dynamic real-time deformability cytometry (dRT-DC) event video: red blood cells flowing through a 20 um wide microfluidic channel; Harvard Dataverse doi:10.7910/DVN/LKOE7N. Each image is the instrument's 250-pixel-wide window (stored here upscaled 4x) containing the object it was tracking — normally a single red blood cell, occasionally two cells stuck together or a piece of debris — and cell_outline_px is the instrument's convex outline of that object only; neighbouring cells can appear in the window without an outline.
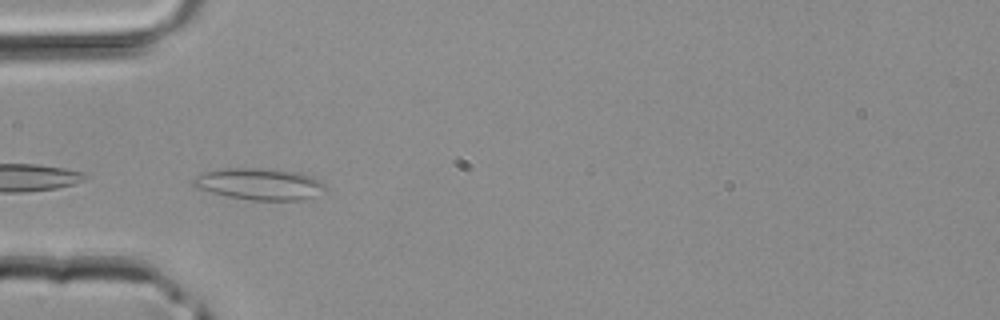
{"species": "common noctule bat (a hibernating species)", "species_latin": "Nyctalus noctula", "temperature_condition": "room temperature", "stored_images_in_passage": 36, "camera_frame_rate_fps": 3000, "um_per_image_px": 0.085, "animal": {"sex": "male", "body_mass_g": 20.4}, "frame": {"image": 1, "passage_image": 7, "time_ms": 2.0, "image_size_px": [1000, 320], "cell_outline_px": [[328, 188], [304, 200], [248, 200], [228, 196], [196, 188], [192, 184], [192, 180], [196, 176], [220, 168], [276, 168], [300, 172], [312, 176], [320, 180]], "centroid_in_image_um": [22.09, 15.63], "position_along_channel_um": 62.9, "area_um2": 24.51}}
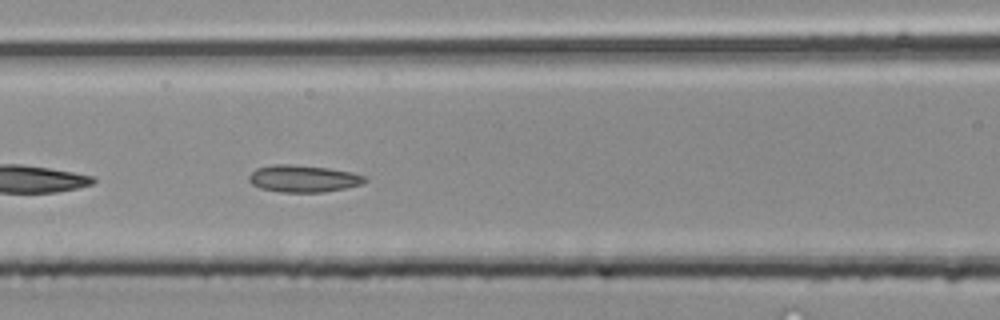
{"frame": {"image": 2, "passage_image": 12, "time_ms": 3.667, "image_size_px": [1000, 320], "cell_outline_px": [[368, 180], [360, 184], [344, 188], [324, 192], [280, 192], [260, 188], [252, 184], [248, 180], [248, 176], [256, 168], [272, 164], [292, 164], [328, 168], [348, 172], [364, 176]], "centroid_in_image_um": [25.72, 15.18], "position_along_channel_um": 140.9, "area_um2": 18.15}}
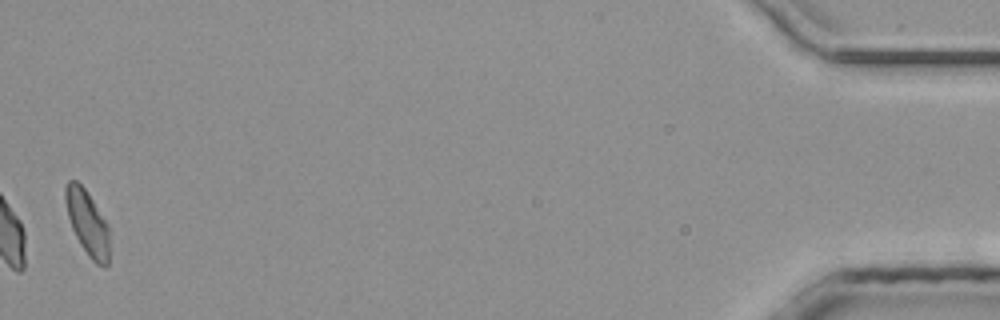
{"frame": {"image": 3, "passage_image": 36, "time_ms": 11.667, "image_size_px": [1000, 320], "cell_outline_px": [[108, 268], [104, 268], [96, 264], [88, 256], [80, 244], [72, 228], [68, 216], [64, 200], [64, 188], [68, 180], [76, 180], [84, 188], [108, 224]], "centroid_in_image_um": [7.41, 18.95], "position_along_channel_um": 427.8, "area_um2": 16.59}}